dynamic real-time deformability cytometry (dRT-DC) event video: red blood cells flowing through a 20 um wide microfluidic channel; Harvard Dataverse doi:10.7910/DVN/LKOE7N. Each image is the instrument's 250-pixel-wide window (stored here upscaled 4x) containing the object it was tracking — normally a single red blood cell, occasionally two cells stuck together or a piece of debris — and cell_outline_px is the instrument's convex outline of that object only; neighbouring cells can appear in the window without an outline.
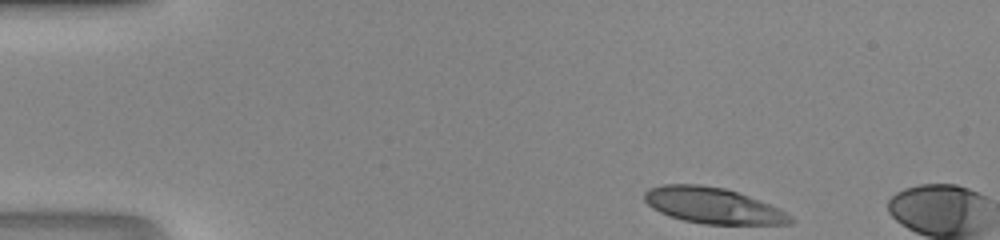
{"species": "human", "species_latin": "Homo sapiens", "temperature_condition": "room temperature", "stored_images_in_passage": 5, "camera_frame_rate_fps": 3000, "um_per_image_px": 0.085, "donor": {"sex": "male"}, "frame": {"image": 1, "passage_image": 1, "time_ms": 0.0, "image_size_px": [1000, 240], "cell_outline_px": [[796, 220], [792, 224], [704, 224], [684, 220], [668, 216], [652, 208], [644, 200], [644, 192], [648, 188], [664, 184], [700, 184], [724, 188], [748, 196], [780, 208], [792, 216]], "centroid_in_image_um": [60.6, 17.47], "position_along_channel_um": 24.4, "area_um2": 30.63}}